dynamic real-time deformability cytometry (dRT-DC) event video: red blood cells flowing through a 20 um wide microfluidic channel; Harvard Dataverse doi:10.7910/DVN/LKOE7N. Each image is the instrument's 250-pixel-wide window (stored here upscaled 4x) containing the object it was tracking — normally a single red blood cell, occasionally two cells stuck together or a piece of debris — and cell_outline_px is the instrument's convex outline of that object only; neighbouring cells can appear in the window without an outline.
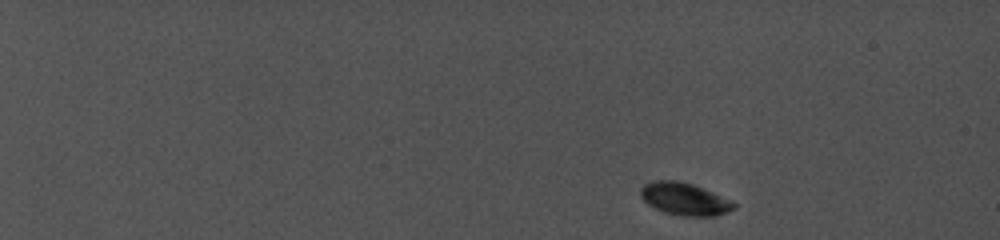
{"species": "common noctule bat (a hibernating species)", "species_latin": "Nyctalus noctula", "temperature_condition": "cold", "stored_images_in_passage": 8, "camera_frame_rate_fps": 5000, "um_per_image_px": 0.085, "animal": {"sex": "female", "body_mass_g": 19.0, "forearm_length_mm": 56.7}, "frame": {"image": 1, "passage_image": 1, "time_ms": 0.0, "image_size_px": [1000, 240], "cell_outline_px": [[736, 208], [728, 212], [716, 216], [680, 216], [664, 212], [648, 204], [640, 196], [640, 188], [644, 184], [652, 180], [676, 180], [692, 184], [732, 200], [736, 204]], "centroid_in_image_um": [58.19, 16.91], "position_along_channel_um": 26.8, "area_um2": 17.74}}
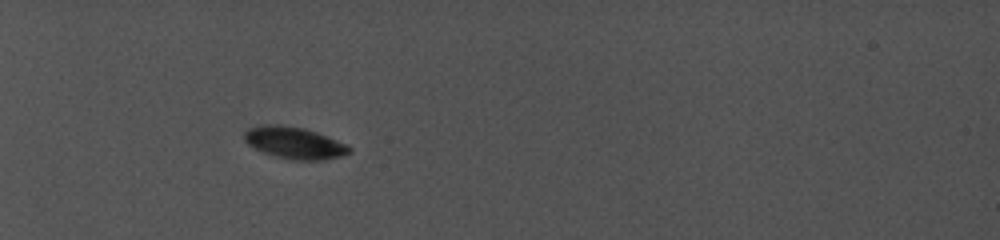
{"frame": {"image": 2, "passage_image": 6, "time_ms": 4.8, "image_size_px": [1000, 240], "cell_outline_px": [[352, 152], [340, 156], [324, 160], [292, 160], [276, 156], [264, 152], [248, 144], [244, 140], [244, 132], [248, 128], [260, 124], [280, 124], [304, 128], [316, 132], [336, 140], [352, 148]], "centroid_in_image_um": [25.0, 12.13], "position_along_channel_um": 60.0, "area_um2": 19.42}}
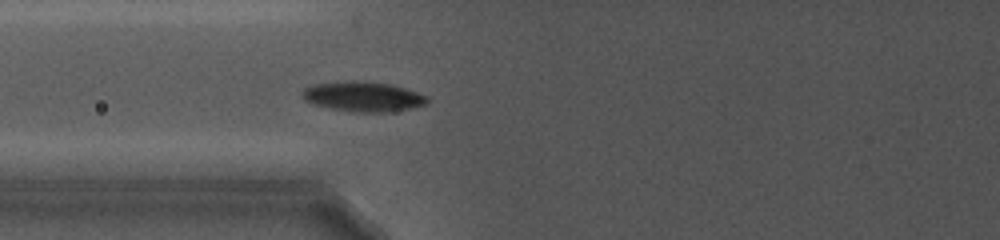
{"frame": {"image": 3, "passage_image": 8, "time_ms": 7.0, "image_size_px": [1000, 240], "cell_outline_px": [[428, 104], [388, 112], [348, 112], [328, 108], [312, 104], [304, 100], [300, 96], [300, 92], [304, 88], [312, 84], [344, 80], [364, 80], [388, 84], [404, 88], [428, 96]], "centroid_in_image_um": [30.77, 8.2], "position_along_channel_um": 95.0, "area_um2": 22.25}}